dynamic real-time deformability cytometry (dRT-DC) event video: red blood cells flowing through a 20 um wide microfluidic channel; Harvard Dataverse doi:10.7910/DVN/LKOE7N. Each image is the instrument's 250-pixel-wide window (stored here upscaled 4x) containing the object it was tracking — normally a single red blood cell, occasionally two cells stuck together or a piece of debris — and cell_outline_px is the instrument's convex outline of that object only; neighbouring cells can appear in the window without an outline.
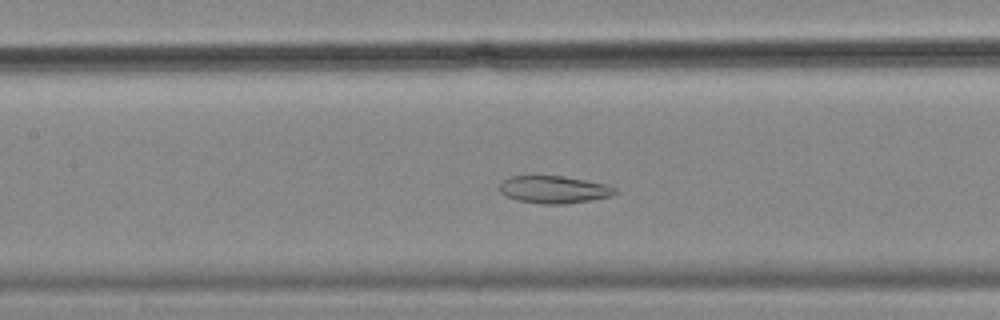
{"species": "common noctule bat (a hibernating species)", "species_latin": "Nyctalus noctula", "temperature_condition": "cold", "stored_images_in_passage": 56, "camera_frame_rate_fps": 3000, "um_per_image_px": 0.085, "animal": {"sex": "female", "body_mass_g": 18.4}, "frame": {"image": 1, "passage_image": 25, "time_ms": 8.0, "image_size_px": [1000, 320], "cell_outline_px": [[616, 192], [612, 196], [564, 204], [540, 204], [516, 200], [500, 192], [500, 184], [504, 180], [512, 176], [560, 176], [584, 180], [604, 184], [616, 188]], "centroid_in_image_um": [47.07, 16.12], "position_along_channel_um": 160.3, "area_um2": 18.15}}
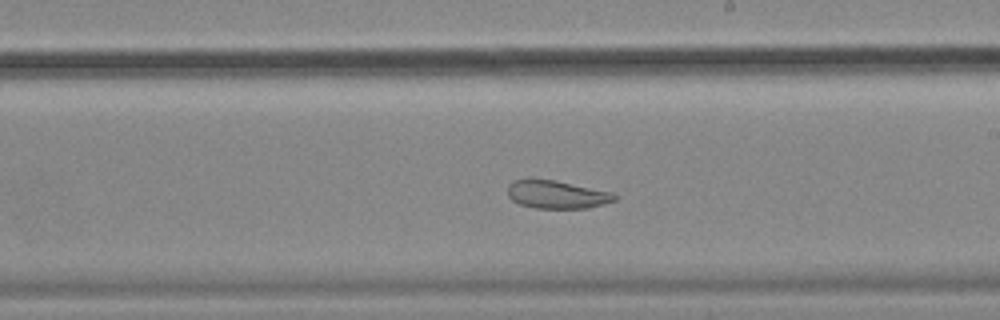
{"frame": {"image": 2, "passage_image": 32, "time_ms": 10.333, "image_size_px": [1000, 320], "cell_outline_px": [[616, 200], [588, 208], [536, 208], [520, 204], [512, 200], [508, 196], [508, 184], [512, 180], [556, 180], [612, 192], [616, 196]], "centroid_in_image_um": [47.32, 16.54], "position_along_channel_um": 241.7, "area_um2": 17.28}}
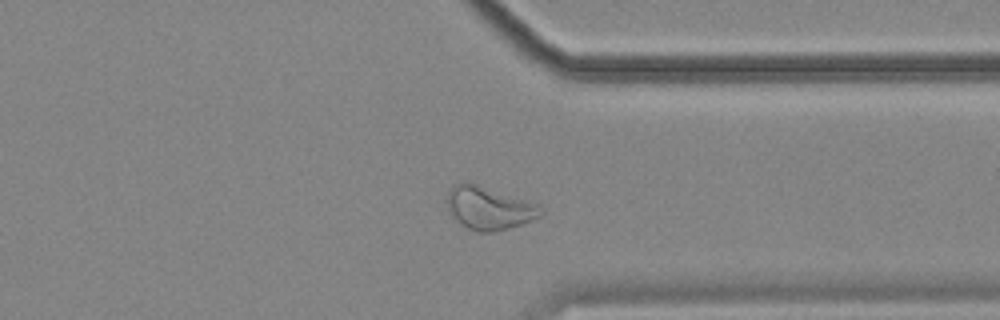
{"frame": {"image": 3, "passage_image": 43, "time_ms": 14.0, "image_size_px": [1000, 320], "cell_outline_px": [[544, 212], [540, 216], [520, 224], [496, 232], [480, 232], [468, 228], [460, 224], [448, 212], [448, 192], [456, 184], [464, 180], [468, 180], [536, 204], [544, 208]], "centroid_in_image_um": [41.54, 17.67], "position_along_channel_um": 369.9, "area_um2": 23.41}, "authors_computed_cell_mechanics": {"area_um2": 25.4609, "velocity_mm_per_s": 3.5098, "shape_relaxation_time_tau1_ms": null, "shape_relaxation_time_tau2_ms": 3.1011, "deformation_change_tau1": null, "deformation_change_tau2": 0.0968}}